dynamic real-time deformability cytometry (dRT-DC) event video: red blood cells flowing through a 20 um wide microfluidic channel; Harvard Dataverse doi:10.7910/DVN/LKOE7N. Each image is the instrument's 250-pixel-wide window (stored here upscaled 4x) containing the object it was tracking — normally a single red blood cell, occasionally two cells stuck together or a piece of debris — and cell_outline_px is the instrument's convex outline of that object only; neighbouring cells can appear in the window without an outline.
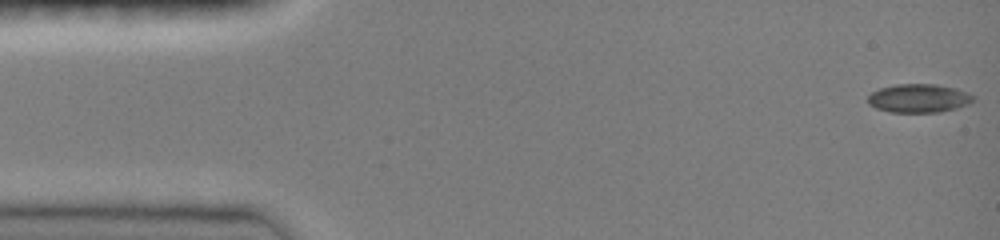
{"species": "common noctule bat (a hibernating species)", "species_latin": "Nyctalus noctula", "temperature_condition": "room temperature", "stored_images_in_passage": 50, "camera_frame_rate_fps": 3000, "um_per_image_px": 0.085, "animal": {"sex": "female", "body_mass_g": 19.0, "forearm_length_mm": 51.5}, "frame": {"image": 1, "passage_image": 1, "time_ms": 0.0, "image_size_px": [1000, 240], "cell_outline_px": [[976, 96], [968, 104], [956, 108], [936, 112], [888, 112], [876, 108], [868, 104], [868, 96], [872, 92], [880, 88], [896, 84], [936, 84], [956, 88]], "centroid_in_image_um": [78.08, 8.35], "position_along_channel_um": 6.9, "area_um2": 17.51}}
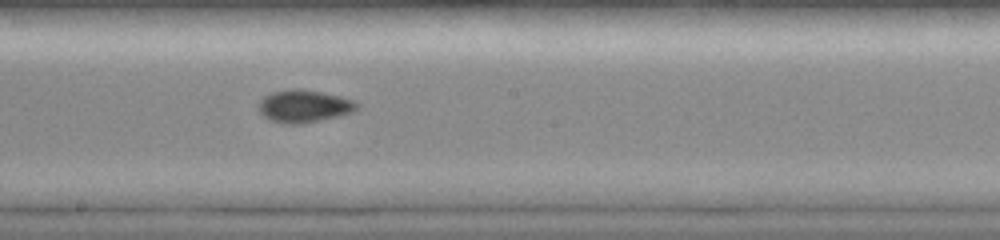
{"frame": {"image": 2, "passage_image": 30, "time_ms": 8.333, "image_size_px": [1000, 240], "cell_outline_px": [[360, 108], [352, 112], [340, 116], [300, 124], [284, 124], [268, 120], [256, 108], [260, 100], [264, 96], [272, 92], [292, 88], [300, 88], [340, 96], [356, 100], [360, 104]], "centroid_in_image_um": [25.85, 9.02], "position_along_channel_um": 222.4, "area_um2": 19.02}}
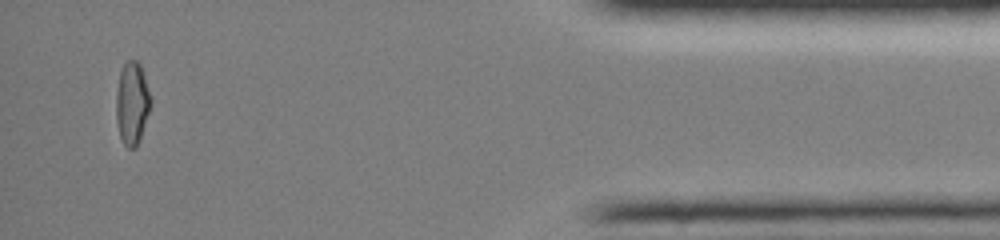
{"frame": {"image": 3, "passage_image": 48, "time_ms": 14.667, "image_size_px": [1000, 240], "cell_outline_px": [[152, 104], [140, 140], [136, 148], [128, 148], [124, 144], [120, 136], [116, 120], [116, 92], [120, 72], [124, 64], [128, 60], [136, 60], [140, 64], [152, 100]], "centroid_in_image_um": [11.24, 8.8], "position_along_channel_um": 424.0, "area_um2": 16.76}}